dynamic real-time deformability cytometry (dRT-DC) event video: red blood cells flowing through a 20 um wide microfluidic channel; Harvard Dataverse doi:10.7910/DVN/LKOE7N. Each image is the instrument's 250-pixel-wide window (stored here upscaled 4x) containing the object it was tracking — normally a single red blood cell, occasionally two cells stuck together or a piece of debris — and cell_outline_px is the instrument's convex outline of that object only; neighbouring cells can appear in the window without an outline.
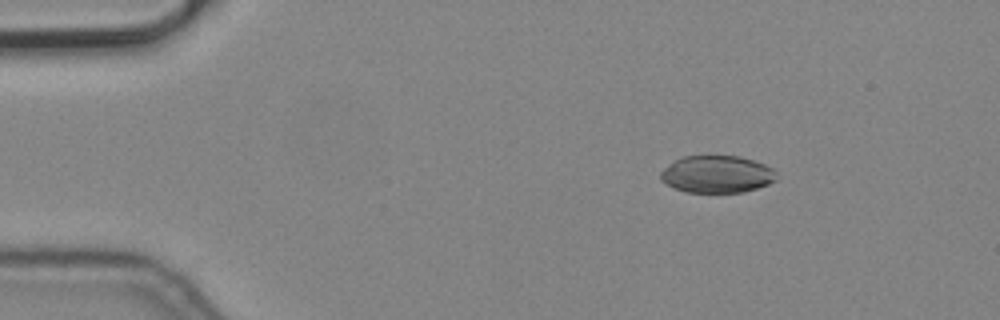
{"species": "common noctule bat (a hibernating species)", "species_latin": "Nyctalus noctula", "temperature_condition": "cold", "stored_images_in_passage": 5, "camera_frame_rate_fps": 3000, "um_per_image_px": 0.085, "animal": {"sex": "male", "body_mass_g": 19.2, "forearm_length_mm": 51.8}, "frame": {"image": 1, "passage_image": 2, "time_ms": 0.333, "image_size_px": [1000, 320], "cell_outline_px": [[776, 180], [768, 184], [744, 192], [684, 192], [660, 180], [660, 172], [664, 168], [676, 160], [684, 156], [740, 156], [764, 164], [772, 168], [776, 172]], "centroid_in_image_um": [60.94, 14.81], "position_along_channel_um": 24.1, "area_um2": 24.97}}